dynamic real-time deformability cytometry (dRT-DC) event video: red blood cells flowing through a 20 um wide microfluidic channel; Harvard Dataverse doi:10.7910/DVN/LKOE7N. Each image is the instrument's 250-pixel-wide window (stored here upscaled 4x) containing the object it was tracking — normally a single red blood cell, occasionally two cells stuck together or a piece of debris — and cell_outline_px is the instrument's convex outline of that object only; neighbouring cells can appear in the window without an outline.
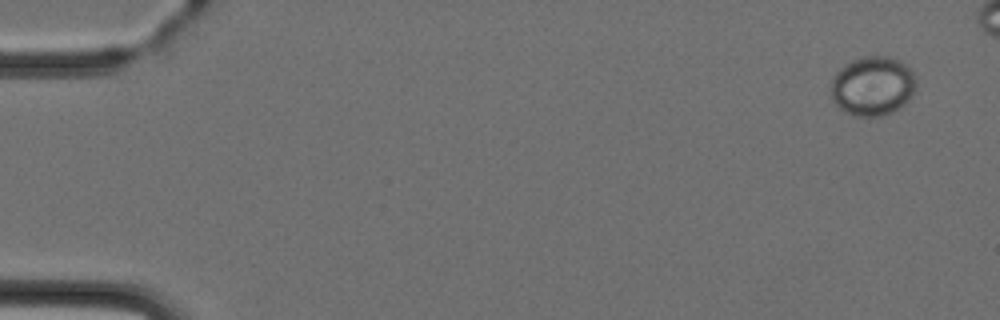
{"species": "Egyptian fruit bat (a non-hibernating species)", "species_latin": "Rousettus aegyptiacus", "temperature_condition": "cold", "stored_images_in_passage": 5, "camera_frame_rate_fps": 3000, "um_per_image_px": 0.085, "animal": {"sex": "female"}, "frame": {"image": 1, "passage_image": 1, "time_ms": 0.0, "image_size_px": [1000, 320], "cell_outline_px": [[916, 88], [908, 100], [904, 104], [892, 112], [880, 116], [852, 116], [844, 112], [832, 100], [832, 76], [844, 64], [860, 56], [888, 56], [900, 60], [912, 72], [916, 80]], "centroid_in_image_um": [74.16, 7.3], "position_along_channel_um": 10.8, "area_um2": 29.59}}